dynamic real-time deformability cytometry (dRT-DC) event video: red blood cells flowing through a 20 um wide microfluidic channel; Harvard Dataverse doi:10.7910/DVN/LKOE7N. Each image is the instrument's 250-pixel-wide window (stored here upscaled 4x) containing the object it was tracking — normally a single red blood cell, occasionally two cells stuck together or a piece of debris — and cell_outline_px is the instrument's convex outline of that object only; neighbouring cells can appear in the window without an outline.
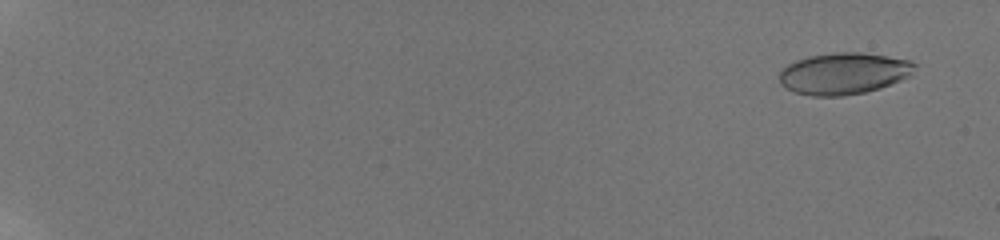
{"species": "human", "species_latin": "Homo sapiens", "temperature_condition": "room temperature", "stored_images_in_passage": 17, "camera_frame_rate_fps": 3000, "um_per_image_px": 0.085, "donor": {"sex": "male"}, "frame": {"image": 1, "passage_image": 3, "time_ms": 1.0, "image_size_px": [1000, 240], "cell_outline_px": [[916, 64], [912, 76], [880, 88], [864, 92], [844, 96], [812, 96], [792, 92], [784, 88], [780, 84], [780, 72], [788, 64], [796, 60], [808, 56], [836, 52], [860, 52], [908, 60]], "centroid_in_image_um": [71.7, 6.26], "position_along_channel_um": 13.3, "area_um2": 32.95}}